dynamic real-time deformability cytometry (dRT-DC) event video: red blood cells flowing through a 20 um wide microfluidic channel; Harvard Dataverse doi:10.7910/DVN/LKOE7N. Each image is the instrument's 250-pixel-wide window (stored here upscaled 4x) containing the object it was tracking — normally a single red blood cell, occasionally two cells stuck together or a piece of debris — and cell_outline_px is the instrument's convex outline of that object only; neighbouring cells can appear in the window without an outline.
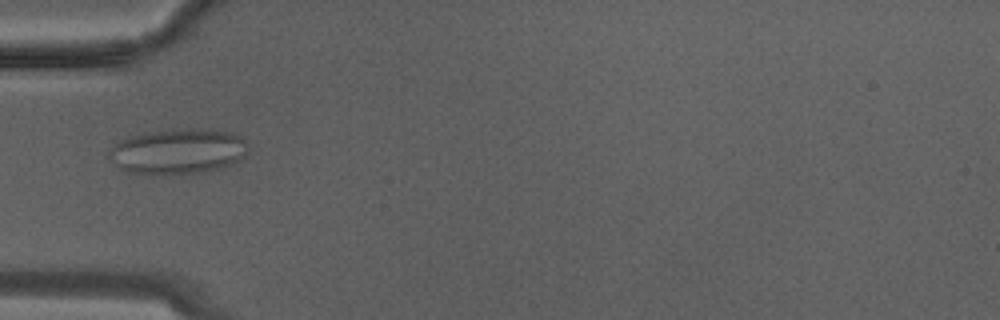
{"species": "Egyptian fruit bat (a non-hibernating species)", "species_latin": "Rousettus aegyptiacus", "temperature_condition": "warm", "stored_images_in_passage": 29, "camera_frame_rate_fps": 3000, "um_per_image_px": 0.085, "animal": {"sex": "male"}, "frame": {"image": 1, "passage_image": 9, "time_ms": 2.667, "image_size_px": [1000, 320], "cell_outline_px": [[248, 148], [244, 156], [240, 160], [216, 168], [200, 172], [156, 176], [152, 176], [128, 172], [120, 168], [108, 156], [108, 152], [120, 140], [132, 136], [148, 132], [184, 128], [212, 128], [232, 132], [240, 136], [244, 140]], "centroid_in_image_um": [15.12, 12.86], "position_along_channel_um": 69.9, "area_um2": 36.99}}